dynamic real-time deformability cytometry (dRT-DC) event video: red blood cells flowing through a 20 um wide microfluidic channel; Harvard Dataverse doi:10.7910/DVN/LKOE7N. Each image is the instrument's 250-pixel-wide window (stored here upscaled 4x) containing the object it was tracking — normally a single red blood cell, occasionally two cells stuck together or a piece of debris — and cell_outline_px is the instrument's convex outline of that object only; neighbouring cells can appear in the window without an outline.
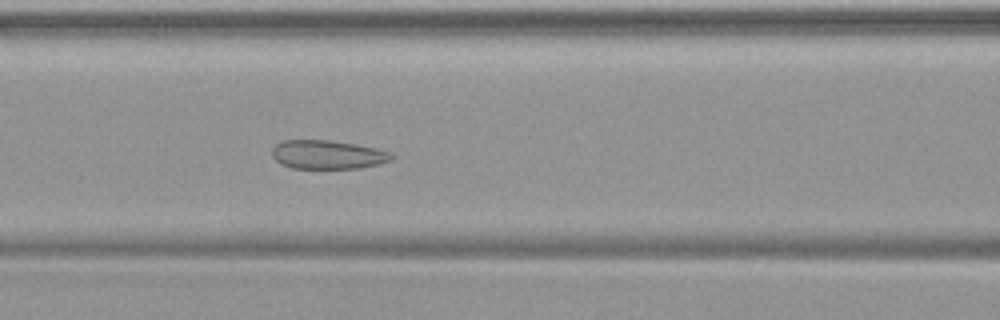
{"species": "common noctule bat (a hibernating species)", "species_latin": "Nyctalus noctula", "temperature_condition": "warm", "stored_images_in_passage": 50, "camera_frame_rate_fps": 3000, "um_per_image_px": 0.085, "animal": {"sex": "female", "body_mass_g": 19.9}, "frame": {"image": 1, "passage_image": 21, "time_ms": 6.667, "image_size_px": [1000, 320], "cell_outline_px": [[392, 160], [380, 164], [360, 168], [292, 168], [276, 160], [272, 156], [272, 148], [276, 144], [284, 140], [328, 140], [356, 144], [376, 148], [392, 152]], "centroid_in_image_um": [27.88, 13.14], "position_along_channel_um": 138.7, "area_um2": 20.0}}
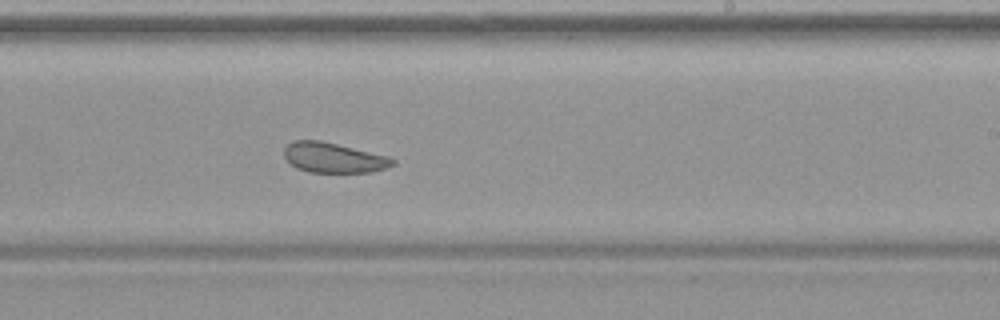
{"frame": {"image": 2, "passage_image": 30, "time_ms": 9.667, "image_size_px": [1000, 320], "cell_outline_px": [[396, 164], [372, 172], [308, 172], [296, 168], [284, 156], [284, 148], [292, 140], [320, 140], [388, 156], [396, 160]], "centroid_in_image_um": [28.35, 13.4], "position_along_channel_um": 260.7, "area_um2": 18.96}}
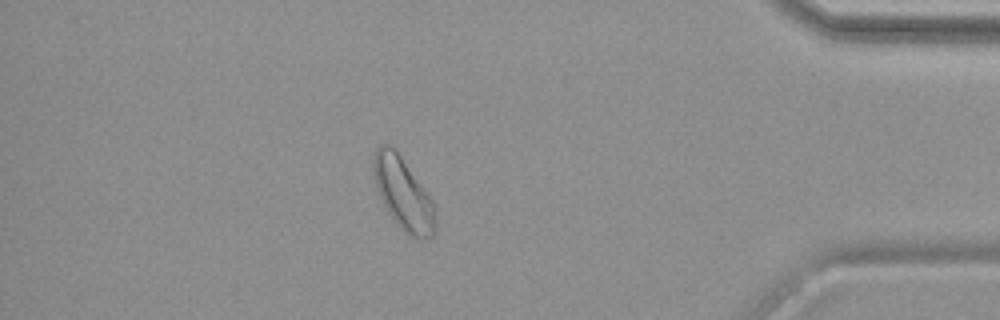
{"frame": {"image": 3, "passage_image": 43, "time_ms": 14.0, "image_size_px": [1000, 320], "cell_outline_px": [[436, 228], [432, 236], [424, 240], [420, 240], [404, 232], [396, 224], [388, 212], [376, 188], [372, 172], [372, 160], [376, 148], [380, 144], [388, 144], [400, 156], [432, 200], [436, 208]], "centroid_in_image_um": [34.27, 16.5], "position_along_channel_um": 400.9, "area_um2": 25.95}}